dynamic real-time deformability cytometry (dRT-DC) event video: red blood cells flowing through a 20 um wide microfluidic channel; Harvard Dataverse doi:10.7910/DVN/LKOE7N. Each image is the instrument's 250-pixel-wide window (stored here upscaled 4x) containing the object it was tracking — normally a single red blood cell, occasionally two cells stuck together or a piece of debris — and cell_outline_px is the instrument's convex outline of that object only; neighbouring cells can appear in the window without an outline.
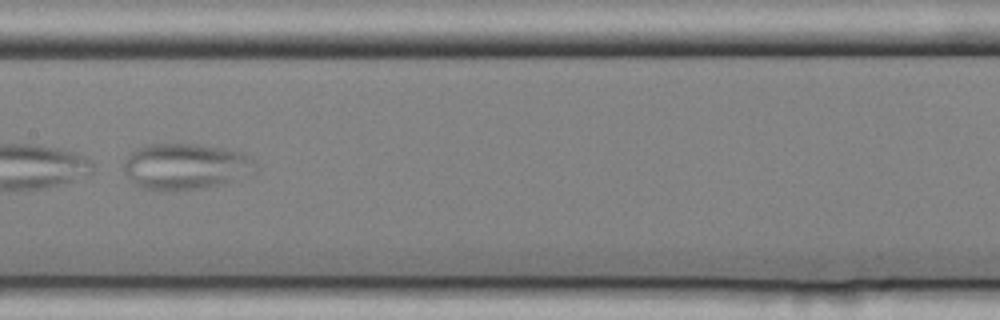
{"species": "common noctule bat (a hibernating species)", "species_latin": "Nyctalus noctula", "temperature_condition": "cold", "stored_images_in_passage": 10, "camera_frame_rate_fps": 3000, "um_per_image_px": 0.085, "animal": {"sex": "female", "body_mass_g": 25.1}, "frame": {"image": 1, "passage_image": 9, "time_ms": 2.667, "image_size_px": [1000, 320], "cell_outline_px": [[260, 172], [204, 188], [172, 192], [160, 192], [144, 188], [136, 184], [124, 172], [124, 164], [128, 156], [136, 148], [148, 144], [200, 144], [224, 148], [244, 152], [252, 156]], "centroid_in_image_um": [15.83, 14.15], "position_along_channel_um": 191.6, "area_um2": 36.01}}